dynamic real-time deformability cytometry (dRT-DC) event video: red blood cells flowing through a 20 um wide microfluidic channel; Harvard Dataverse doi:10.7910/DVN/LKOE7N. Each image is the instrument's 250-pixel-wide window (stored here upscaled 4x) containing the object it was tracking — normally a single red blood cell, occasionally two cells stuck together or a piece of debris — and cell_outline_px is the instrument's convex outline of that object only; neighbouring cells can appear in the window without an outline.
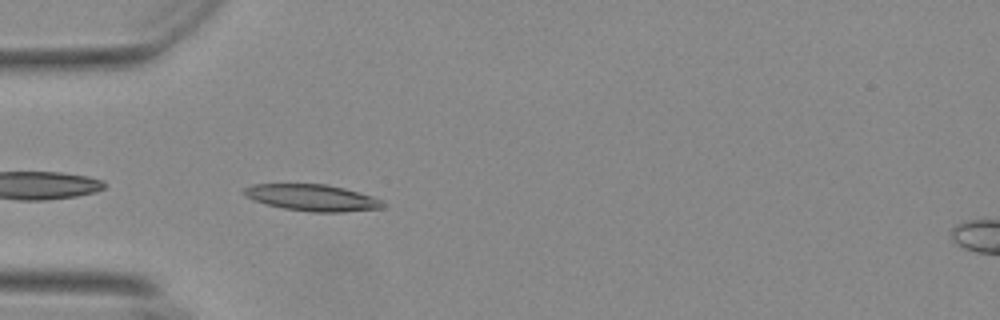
{"species": "Egyptian fruit bat (a non-hibernating species)", "species_latin": "Rousettus aegyptiacus", "temperature_condition": "warm", "stored_images_in_passage": 41, "camera_frame_rate_fps": 3000, "um_per_image_px": 0.085, "animal": {"sex": "female"}, "frame": {"image": 1, "passage_image": 2, "time_ms": 0.333, "image_size_px": [1000, 320], "cell_outline_px": [[384, 208], [344, 212], [312, 212], [284, 208], [264, 204], [252, 200], [244, 196], [244, 188], [252, 184], [328, 184], [344, 188], [372, 196], [384, 200]], "centroid_in_image_um": [26.54, 16.8], "position_along_channel_um": 58.5, "area_um2": 21.62}}
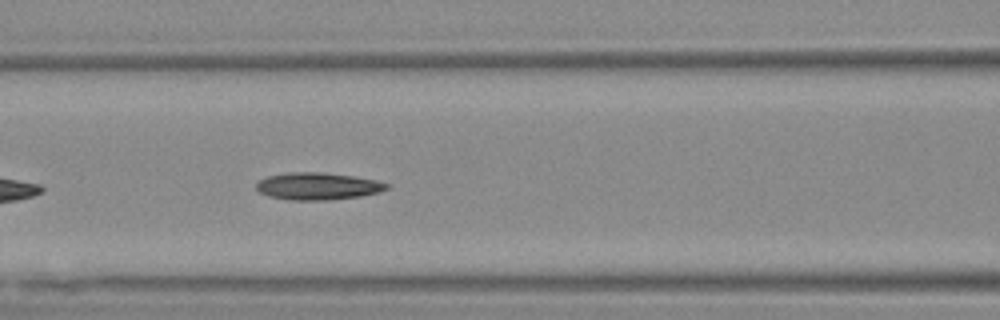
{"frame": {"image": 2, "passage_image": 9, "time_ms": 2.667, "image_size_px": [1000, 320], "cell_outline_px": [[388, 188], [376, 192], [360, 196], [328, 200], [288, 200], [268, 196], [260, 192], [256, 188], [256, 184], [260, 180], [268, 176], [288, 172], [320, 172], [352, 176], [376, 180], [388, 184]], "centroid_in_image_um": [26.96, 15.83], "position_along_channel_um": 139.6, "area_um2": 20.46}}
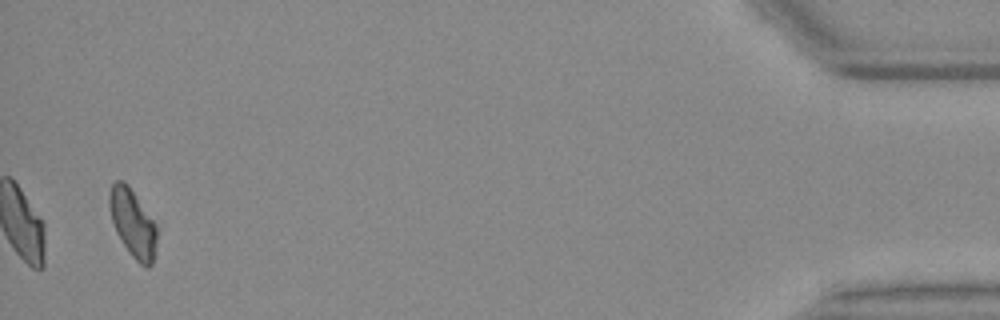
{"frame": {"image": 3, "passage_image": 39, "time_ms": 12.667, "image_size_px": [1000, 320], "cell_outline_px": [[156, 244], [152, 264], [148, 268], [140, 264], [128, 252], [120, 240], [116, 232], [112, 220], [108, 204], [108, 192], [112, 184], [116, 180], [124, 180], [128, 184], [156, 224]], "centroid_in_image_um": [11.26, 18.95], "position_along_channel_um": 423.9, "area_um2": 18.84}}